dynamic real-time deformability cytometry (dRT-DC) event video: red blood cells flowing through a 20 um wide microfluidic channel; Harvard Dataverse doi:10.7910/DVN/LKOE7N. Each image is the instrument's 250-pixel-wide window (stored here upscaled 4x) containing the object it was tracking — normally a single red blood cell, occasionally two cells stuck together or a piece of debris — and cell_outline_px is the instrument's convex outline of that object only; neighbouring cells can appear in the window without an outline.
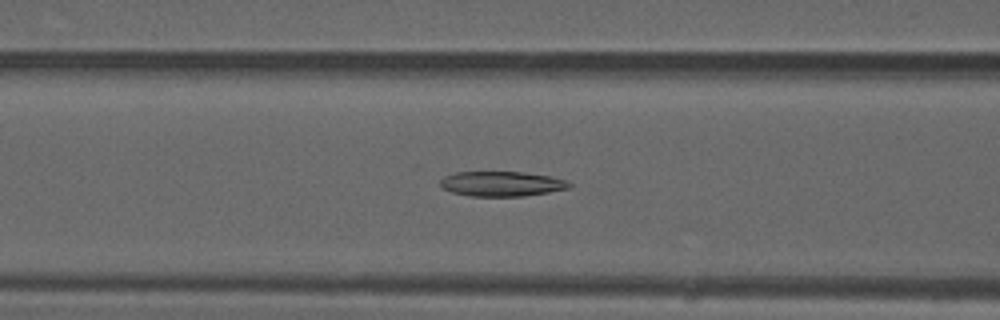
{"species": "common noctule bat (a hibernating species)", "species_latin": "Nyctalus noctula", "temperature_condition": "warm", "stored_images_in_passage": 17, "camera_frame_rate_fps": 3000, "um_per_image_px": 0.085, "animal": {"sex": "male", "forearm_length_mm": 52.5}, "frame": {"image": 1, "passage_image": 12, "time_ms": 3.667, "image_size_px": [1000, 320], "cell_outline_px": [[572, 184], [568, 188], [548, 192], [524, 196], [472, 196], [452, 192], [444, 188], [440, 184], [440, 180], [444, 176], [456, 172], [524, 172], [552, 176], [568, 180]], "centroid_in_image_um": [42.67, 15.61], "position_along_channel_um": 123.9, "area_um2": 18.73}}
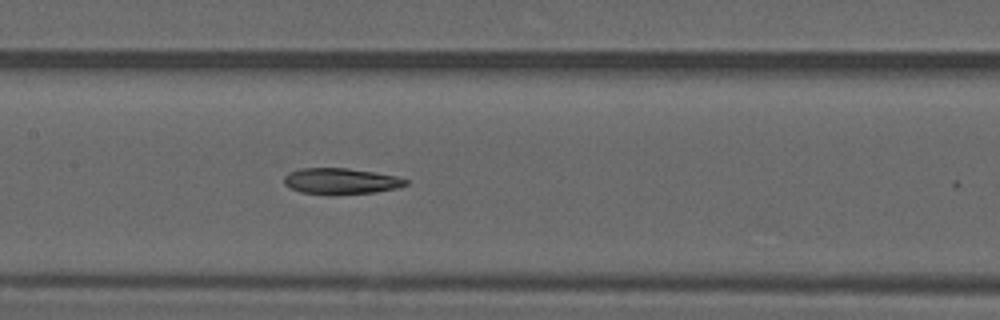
{"frame": {"image": 2, "passage_image": 16, "time_ms": 5.0, "image_size_px": [1000, 320], "cell_outline_px": [[408, 184], [396, 188], [376, 192], [336, 196], [328, 196], [300, 192], [288, 188], [284, 184], [284, 176], [288, 172], [300, 168], [348, 168], [396, 176], [408, 180]], "centroid_in_image_um": [28.91, 15.42], "position_along_channel_um": 178.5, "area_um2": 18.96}}